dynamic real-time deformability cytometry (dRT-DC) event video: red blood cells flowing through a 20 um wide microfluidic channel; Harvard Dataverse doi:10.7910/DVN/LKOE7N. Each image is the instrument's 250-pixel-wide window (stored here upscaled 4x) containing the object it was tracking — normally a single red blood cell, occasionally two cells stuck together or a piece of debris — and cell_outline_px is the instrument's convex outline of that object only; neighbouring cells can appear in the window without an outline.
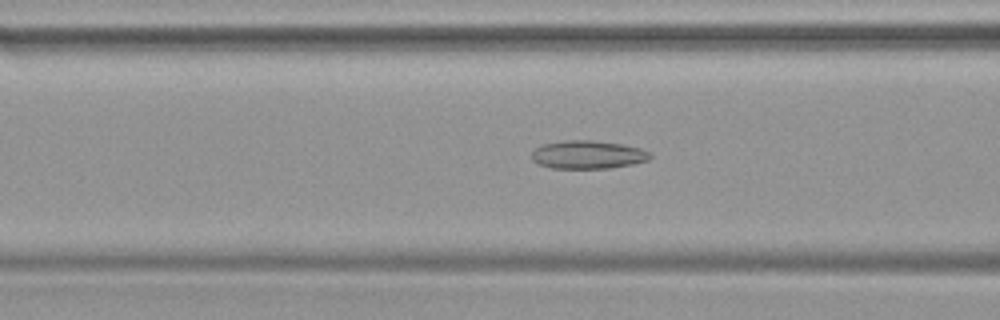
{"species": "common noctule bat (a hibernating species)", "species_latin": "Nyctalus noctula", "temperature_condition": "warm", "stored_images_in_passage": 41, "camera_frame_rate_fps": 3000, "um_per_image_px": 0.085, "animal": {"sex": "female", "body_mass_g": 19.9}, "frame": {"image": 1, "passage_image": 13, "time_ms": 4.0, "image_size_px": [1000, 320], "cell_outline_px": [[652, 156], [648, 160], [632, 164], [608, 168], [552, 168], [540, 164], [532, 160], [532, 152], [536, 148], [544, 144], [564, 140], [592, 140], [620, 144], [640, 148], [648, 152]], "centroid_in_image_um": [49.96, 13.14], "position_along_channel_um": 116.6, "area_um2": 19.25}}
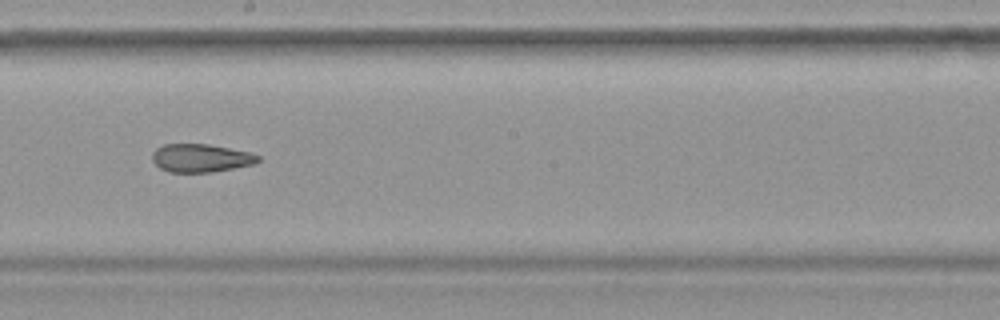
{"frame": {"image": 2, "passage_image": 21, "time_ms": 6.667, "image_size_px": [1000, 320], "cell_outline_px": [[260, 160], [252, 164], [212, 172], [168, 172], [160, 168], [152, 160], [152, 152], [156, 148], [164, 144], [208, 144], [252, 152], [260, 156]], "centroid_in_image_um": [17.06, 13.42], "position_along_channel_um": 231.1, "area_um2": 17.4}}
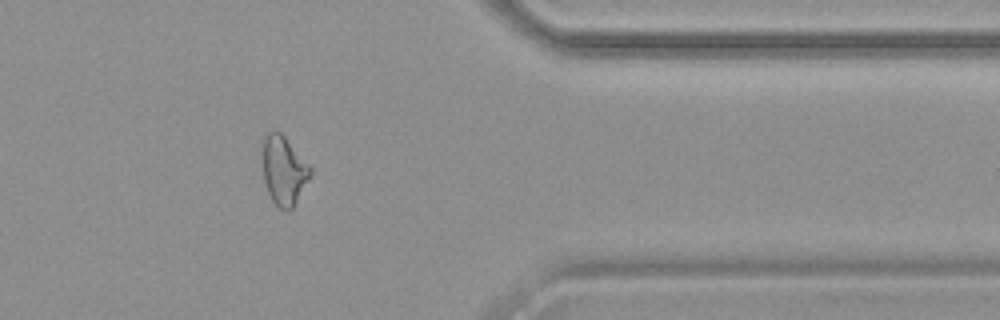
{"frame": {"image": 3, "passage_image": 33, "time_ms": 10.667, "image_size_px": [1000, 320], "cell_outline_px": [[312, 172], [292, 208], [288, 212], [280, 208], [272, 200], [268, 192], [264, 180], [264, 136], [268, 132], [276, 128], [284, 136], [312, 168]], "centroid_in_image_um": [24.13, 14.47], "position_along_channel_um": 387.3, "area_um2": 18.73}}